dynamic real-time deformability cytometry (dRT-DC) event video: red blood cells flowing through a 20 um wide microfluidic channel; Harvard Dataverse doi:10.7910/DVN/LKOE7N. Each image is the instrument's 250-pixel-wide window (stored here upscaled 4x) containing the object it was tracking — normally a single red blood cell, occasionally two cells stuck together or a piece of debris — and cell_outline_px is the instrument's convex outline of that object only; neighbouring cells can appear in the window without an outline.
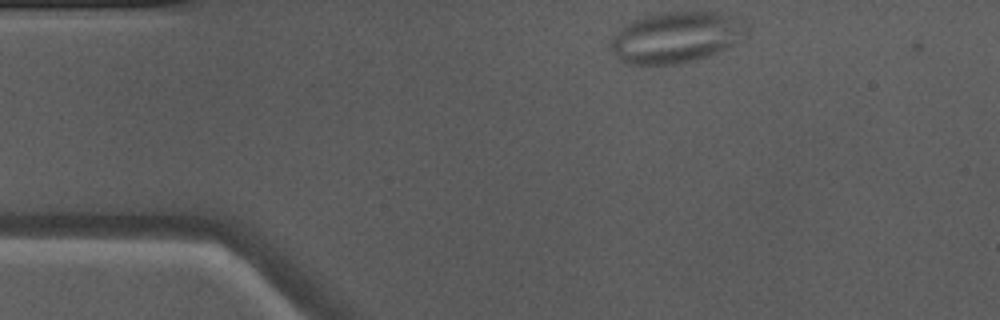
{"species": "Egyptian fruit bat (a non-hibernating species)", "species_latin": "Rousettus aegyptiacus", "temperature_condition": "warm", "stored_images_in_passage": 16, "camera_frame_rate_fps": 3000, "um_per_image_px": 0.085, "animal": {"sex": "male"}, "frame": {"image": 1, "passage_image": 1, "time_ms": 0.0, "image_size_px": [1000, 320], "cell_outline_px": [[744, 28], [732, 44], [708, 56], [676, 64], [628, 64], [620, 60], [612, 48], [612, 36], [620, 28], [644, 16], [660, 12], [716, 12], [740, 16], [744, 24]], "centroid_in_image_um": [57.42, 3.15], "position_along_channel_um": 27.6, "area_um2": 39.42}}